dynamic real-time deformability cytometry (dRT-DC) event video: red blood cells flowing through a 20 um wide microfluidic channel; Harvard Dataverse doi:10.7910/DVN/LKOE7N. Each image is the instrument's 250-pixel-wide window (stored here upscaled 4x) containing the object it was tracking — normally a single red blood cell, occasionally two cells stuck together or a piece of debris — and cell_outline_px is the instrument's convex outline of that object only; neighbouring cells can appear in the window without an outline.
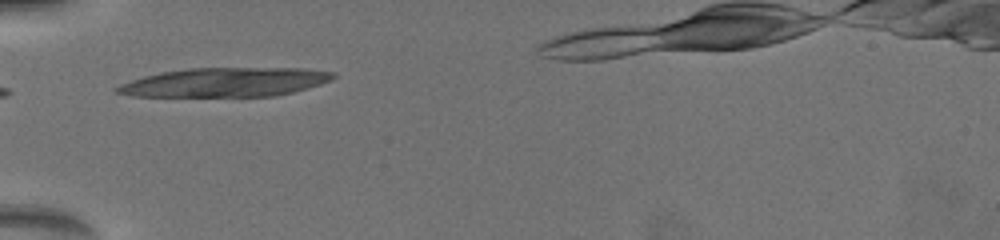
{"species": "common noctule bat (a hibernating species)", "species_latin": "Nyctalus noctula", "temperature_condition": "warm", "stored_images_in_passage": 10, "camera_frame_rate_fps": 3000, "um_per_image_px": 0.085, "animal": {"sex": "female", "body_mass_g": 19.5, "forearm_length_mm": 54.1}, "frame": {"image": 1, "passage_image": 1, "time_ms": 0.0, "image_size_px": [1000, 240], "cell_outline_px": [[336, 76], [328, 80], [292, 92], [276, 96], [132, 96], [116, 92], [112, 88], [120, 84], [144, 76], [160, 72], [192, 68], [280, 68], [332, 72]], "centroid_in_image_um": [18.99, 7.0], "position_along_channel_um": 66.0, "area_um2": 35.84}}